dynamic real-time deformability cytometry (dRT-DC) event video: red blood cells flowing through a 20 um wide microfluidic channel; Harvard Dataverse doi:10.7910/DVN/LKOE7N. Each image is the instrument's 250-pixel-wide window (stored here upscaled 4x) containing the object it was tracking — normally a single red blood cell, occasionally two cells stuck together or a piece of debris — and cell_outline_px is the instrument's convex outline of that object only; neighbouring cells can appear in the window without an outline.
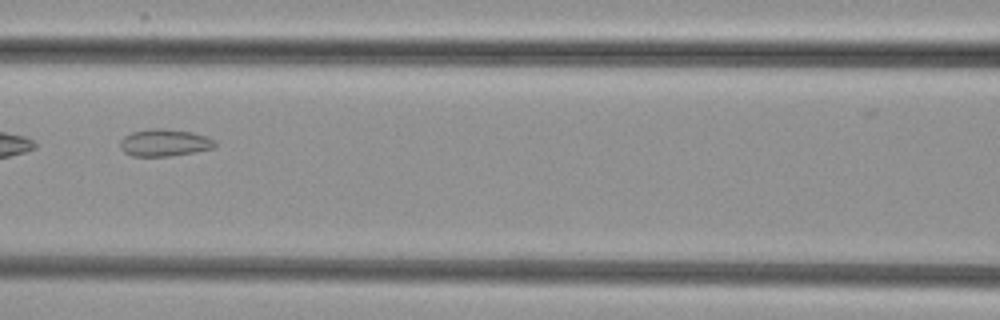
{"species": "common noctule bat (a hibernating species)", "species_latin": "Nyctalus noctula", "temperature_condition": "cold", "stored_images_in_passage": 9, "camera_frame_rate_fps": 3000, "um_per_image_px": 0.085, "animal": {"sex": "female", "body_mass_g": 29.2, "forearm_length_mm": 56.3}, "frame": {"image": 1, "passage_image": 6, "time_ms": 5.667, "image_size_px": [1000, 320], "cell_outline_px": [[216, 148], [196, 152], [168, 156], [132, 156], [124, 152], [120, 148], [120, 140], [124, 136], [132, 132], [152, 128], [164, 128], [192, 132], [208, 136], [216, 140]], "centroid_in_image_um": [14.02, 12.13], "position_along_channel_um": 152.6, "area_um2": 15.26}}
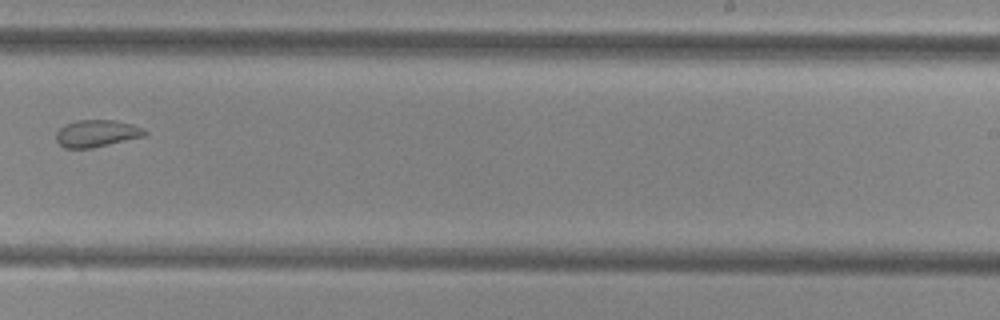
{"frame": {"image": 2, "passage_image": 9, "time_ms": 9.0, "image_size_px": [1000, 320], "cell_outline_px": [[148, 132], [144, 136], [92, 148], [64, 148], [56, 140], [56, 132], [64, 124], [76, 120], [116, 120], [132, 124], [144, 128]], "centroid_in_image_um": [8.21, 11.33], "position_along_channel_um": 280.8, "area_um2": 14.05}}